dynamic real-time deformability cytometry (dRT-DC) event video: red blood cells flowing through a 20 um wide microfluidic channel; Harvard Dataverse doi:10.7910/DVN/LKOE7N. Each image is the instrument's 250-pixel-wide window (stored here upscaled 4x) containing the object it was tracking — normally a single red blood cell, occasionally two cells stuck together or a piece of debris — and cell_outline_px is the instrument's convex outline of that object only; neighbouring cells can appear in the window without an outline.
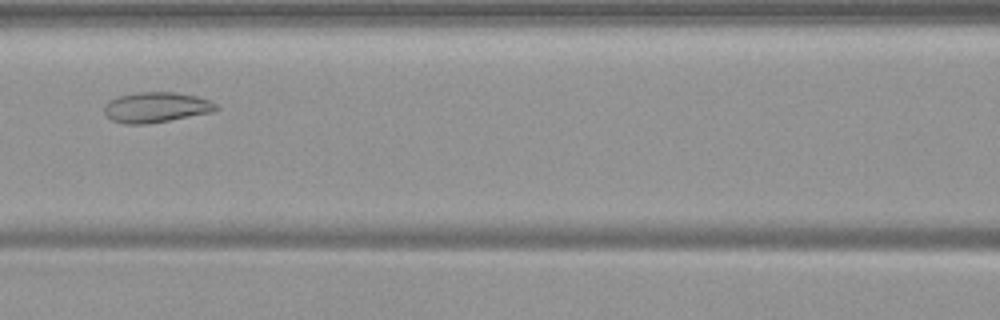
{"species": "common noctule bat (a hibernating species)", "species_latin": "Nyctalus noctula", "temperature_condition": "warm", "stored_images_in_passage": 47, "camera_frame_rate_fps": 3000, "um_per_image_px": 0.085, "animal": {"sex": "female", "body_mass_g": 19.9}, "frame": {"image": 1, "passage_image": 18, "time_ms": 5.667, "image_size_px": [1000, 320], "cell_outline_px": [[220, 108], [212, 112], [148, 124], [124, 124], [112, 120], [104, 112], [104, 104], [108, 100], [120, 96], [140, 92], [176, 92], [196, 96], [212, 100], [220, 104]], "centroid_in_image_um": [13.31, 9.12], "position_along_channel_um": 153.3, "area_um2": 19.94}}
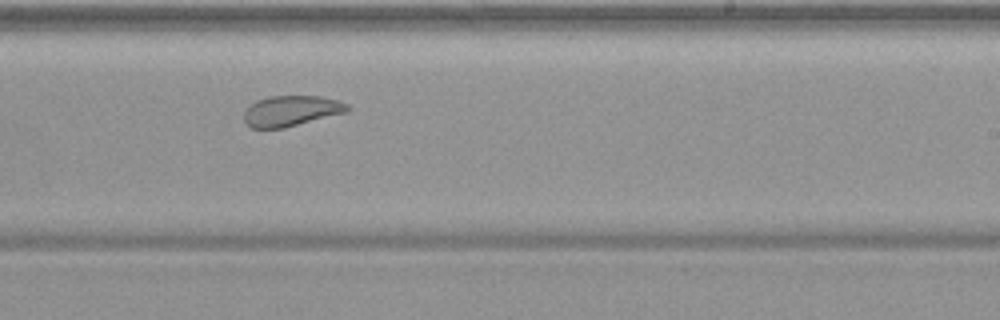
{"frame": {"image": 2, "passage_image": 27, "time_ms": 8.667, "image_size_px": [1000, 320], "cell_outline_px": [[348, 112], [284, 128], [252, 128], [244, 120], [244, 112], [256, 100], [268, 96], [320, 96], [336, 100], [348, 104]], "centroid_in_image_um": [24.76, 9.42], "position_along_channel_um": 264.2, "area_um2": 18.32}}
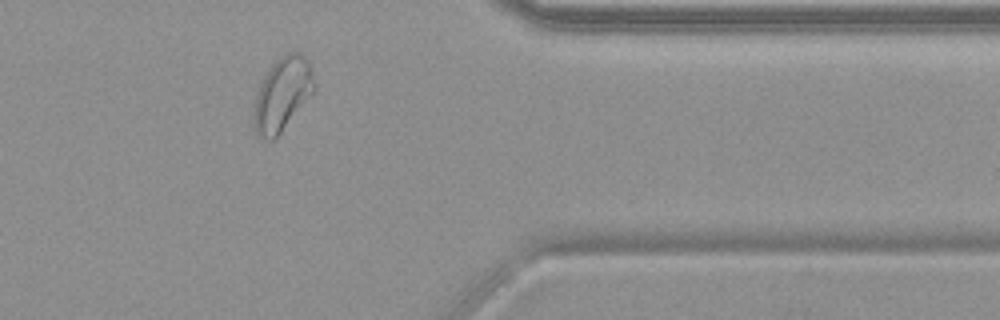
{"frame": {"image": 3, "passage_image": 38, "time_ms": 12.333, "image_size_px": [1000, 320], "cell_outline_px": [[316, 88], [280, 132], [272, 140], [264, 140], [256, 136], [252, 124], [252, 116], [256, 92], [264, 76], [272, 64], [276, 60], [288, 52], [300, 52], [308, 60], [312, 68], [316, 84]], "centroid_in_image_um": [23.96, 8.01], "position_along_channel_um": 387.4, "area_um2": 25.95}, "authors_computed_cell_mechanics": {"area_um2": 24.3916, "velocity_mm_per_s": 3.7256, "shape_relaxation_time_tau1_ms": null, "shape_relaxation_time_tau2_ms": 1.5425, "deformation_change_tau1": null, "deformation_change_tau2": 0.0795}}